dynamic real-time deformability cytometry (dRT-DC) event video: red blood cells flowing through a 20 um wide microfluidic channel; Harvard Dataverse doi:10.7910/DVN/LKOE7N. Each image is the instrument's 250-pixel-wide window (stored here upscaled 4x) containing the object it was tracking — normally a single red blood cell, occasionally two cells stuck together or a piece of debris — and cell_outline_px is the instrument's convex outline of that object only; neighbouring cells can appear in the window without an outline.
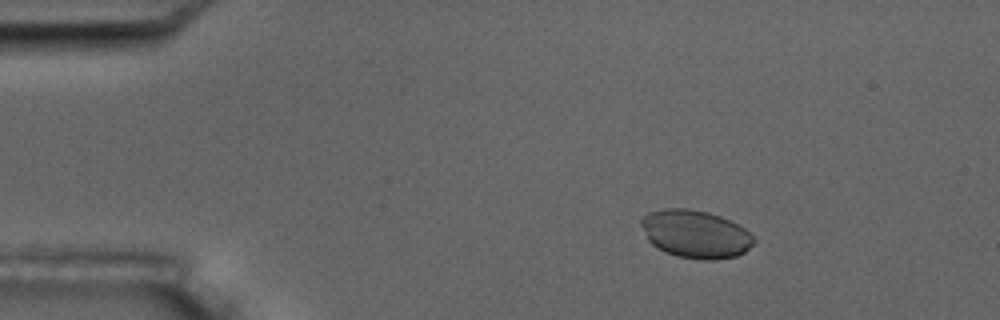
{"species": "common noctule bat (a hibernating species)", "species_latin": "Nyctalus noctula", "temperature_condition": "room temperature", "stored_images_in_passage": 6, "camera_frame_rate_fps": 3000, "um_per_image_px": 0.085, "animal": {"sex": "male", "body_mass_g": 17.5, "forearm_length_mm": 52.3}, "frame": {"image": 1, "passage_image": 3, "time_ms": 2.333, "image_size_px": [1000, 320], "cell_outline_px": [[756, 240], [744, 252], [736, 256], [712, 260], [704, 260], [676, 256], [664, 252], [656, 248], [648, 240], [640, 224], [640, 220], [648, 212], [664, 208], [688, 208], [708, 212], [720, 216], [744, 228]], "centroid_in_image_um": [59.07, 19.89], "position_along_channel_um": 25.9, "area_um2": 31.44}}